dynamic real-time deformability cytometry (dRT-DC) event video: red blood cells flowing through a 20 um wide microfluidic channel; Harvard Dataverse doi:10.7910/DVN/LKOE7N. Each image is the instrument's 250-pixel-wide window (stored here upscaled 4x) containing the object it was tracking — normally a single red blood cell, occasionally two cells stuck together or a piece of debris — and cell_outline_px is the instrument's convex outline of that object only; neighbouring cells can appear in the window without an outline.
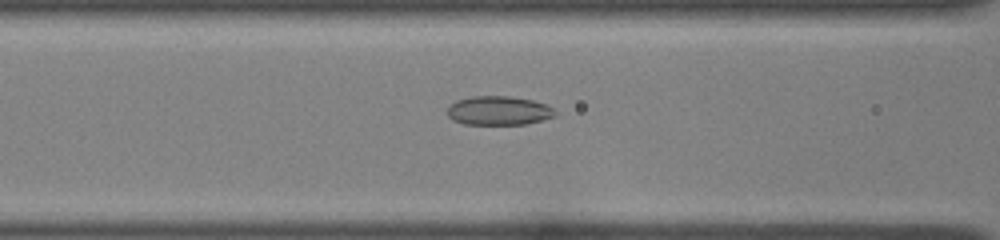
{"species": "common noctule bat (a hibernating species)", "species_latin": "Nyctalus noctula", "temperature_condition": "room temperature", "stored_images_in_passage": 33, "camera_frame_rate_fps": 3000, "um_per_image_px": 0.085, "animal": {"sex": "female", "body_mass_g": 22.0, "forearm_length_mm": 56.7}, "frame": {"image": 1, "passage_image": 6, "time_ms": 1.667, "image_size_px": [1000, 240], "cell_outline_px": [[556, 116], [524, 124], [464, 124], [452, 120], [448, 116], [448, 104], [456, 100], [472, 96], [508, 96], [532, 100], [544, 104], [552, 108], [556, 112]], "centroid_in_image_um": [42.34, 9.4], "position_along_channel_um": 124.3, "area_um2": 18.15}}
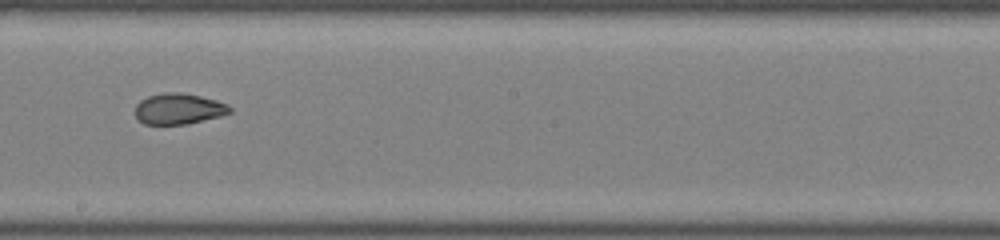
{"frame": {"image": 2, "passage_image": 14, "time_ms": 4.333, "image_size_px": [1000, 240], "cell_outline_px": [[232, 112], [220, 116], [188, 124], [144, 124], [136, 116], [136, 104], [140, 100], [148, 96], [164, 92], [184, 92], [216, 100], [228, 104], [232, 108]], "centroid_in_image_um": [15.21, 9.24], "position_along_channel_um": 233.0, "area_um2": 17.11}}
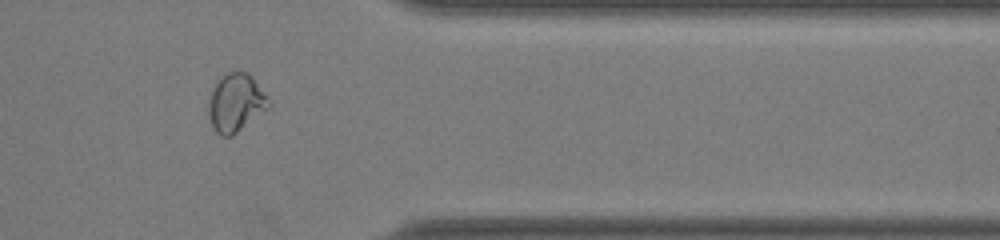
{"frame": {"image": 3, "passage_image": 26, "time_ms": 8.333, "image_size_px": [1000, 240], "cell_outline_px": [[272, 104], [268, 108], [232, 136], [220, 136], [212, 128], [208, 112], [208, 100], [212, 88], [216, 80], [224, 72], [248, 72], [252, 76]], "centroid_in_image_um": [20.0, 8.72], "position_along_channel_um": 391.4, "area_um2": 20.52}, "authors_computed_cell_mechanics": {"area_um2": 18.0336, "velocity_mm_per_s": 4.0867, "shape_relaxation_time_tau1_ms": null, "shape_relaxation_time_tau2_ms": 1.0989, "deformation_change_tau1": null, "deformation_change_tau2": 0.0469}}